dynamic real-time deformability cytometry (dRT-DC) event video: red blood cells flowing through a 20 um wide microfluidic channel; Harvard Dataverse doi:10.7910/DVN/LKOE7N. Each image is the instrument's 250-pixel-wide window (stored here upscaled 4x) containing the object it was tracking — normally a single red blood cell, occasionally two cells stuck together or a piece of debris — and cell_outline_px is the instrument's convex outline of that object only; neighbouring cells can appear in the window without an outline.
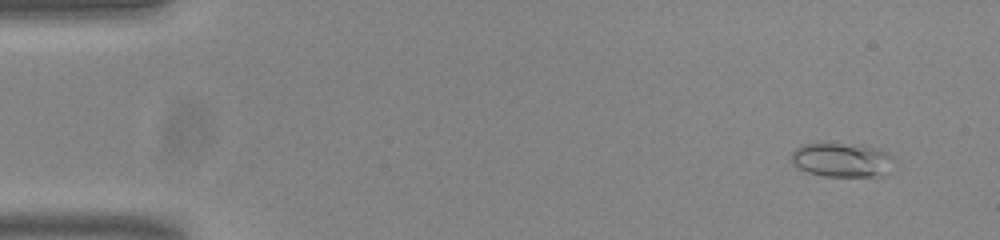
{"species": "common noctule bat (a hibernating species)", "species_latin": "Nyctalus noctula", "temperature_condition": "room temperature", "stored_images_in_passage": 51, "camera_frame_rate_fps": 3000, "um_per_image_px": 0.085, "animal": {"sex": "male", "body_mass_g": 20.0, "forearm_length_mm": 53.3}, "frame": {"image": 1, "passage_image": 4, "time_ms": 1.0, "image_size_px": [1000, 240], "cell_outline_px": [[892, 172], [884, 176], [824, 176], [808, 172], [796, 168], [792, 164], [792, 152], [796, 148], [804, 144], [860, 144], [884, 152], [888, 156]], "centroid_in_image_um": [71.51, 13.62], "position_along_channel_um": 13.5, "area_um2": 20.11}}
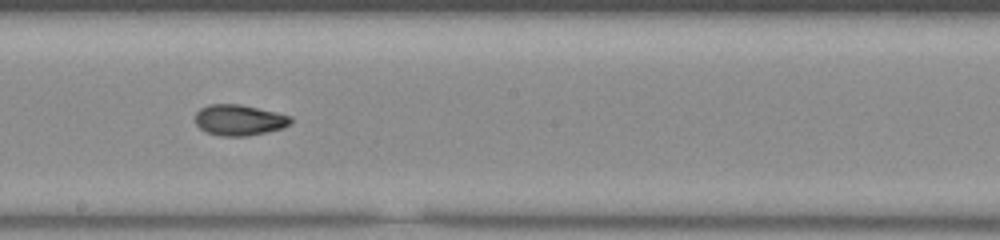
{"frame": {"image": 2, "passage_image": 30, "time_ms": 9.667, "image_size_px": [1000, 240], "cell_outline_px": [[292, 120], [284, 128], [248, 136], [220, 136], [208, 132], [200, 128], [196, 124], [196, 112], [200, 108], [208, 104], [240, 104], [276, 112], [292, 116]], "centroid_in_image_um": [20.33, 10.2], "position_along_channel_um": 227.9, "area_um2": 17.17}}
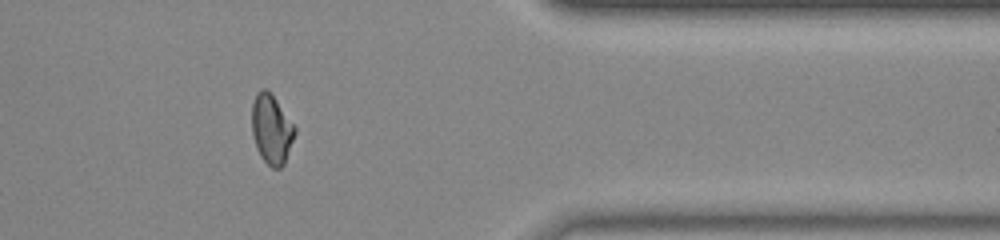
{"frame": {"image": 3, "passage_image": 44, "time_ms": 14.333, "image_size_px": [1000, 240], "cell_outline_px": [[296, 132], [284, 164], [280, 168], [272, 168], [260, 156], [256, 148], [252, 132], [252, 104], [256, 92], [260, 88], [268, 88], [296, 128]], "centroid_in_image_um": [23.06, 10.95], "position_along_channel_um": 388.3, "area_um2": 17.46}}